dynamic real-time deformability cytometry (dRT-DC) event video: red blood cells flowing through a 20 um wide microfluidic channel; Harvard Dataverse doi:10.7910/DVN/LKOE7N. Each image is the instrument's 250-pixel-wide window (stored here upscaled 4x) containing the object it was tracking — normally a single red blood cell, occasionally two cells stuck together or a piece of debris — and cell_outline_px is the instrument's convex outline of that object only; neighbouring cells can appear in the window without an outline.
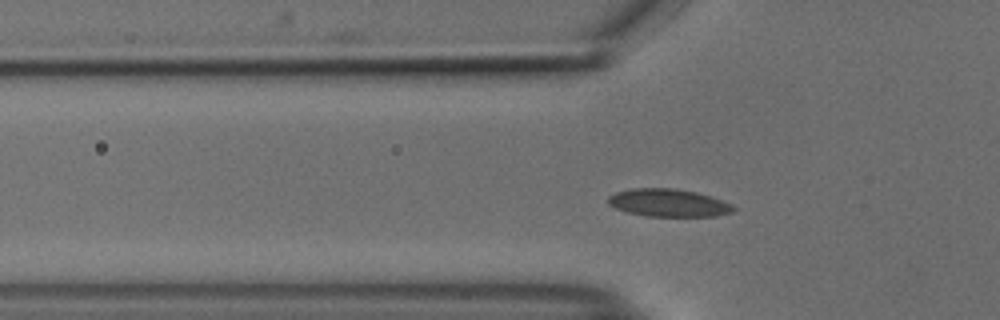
{"species": "common noctule bat (a hibernating species)", "species_latin": "Nyctalus noctula", "temperature_condition": "cold", "stored_images_in_passage": 45, "camera_frame_rate_fps": 3000, "um_per_image_px": 0.085, "animal": {"sex": "male", "body_mass_g": 18.8}, "frame": {"image": 1, "passage_image": 13, "time_ms": 4.0, "image_size_px": [1000, 320], "cell_outline_px": [[736, 208], [732, 212], [716, 216], [648, 216], [628, 212], [616, 208], [608, 204], [608, 196], [616, 192], [632, 188], [676, 188], [696, 192], [712, 196]], "centroid_in_image_um": [56.79, 17.23], "position_along_channel_um": 69.0, "area_um2": 20.11}}
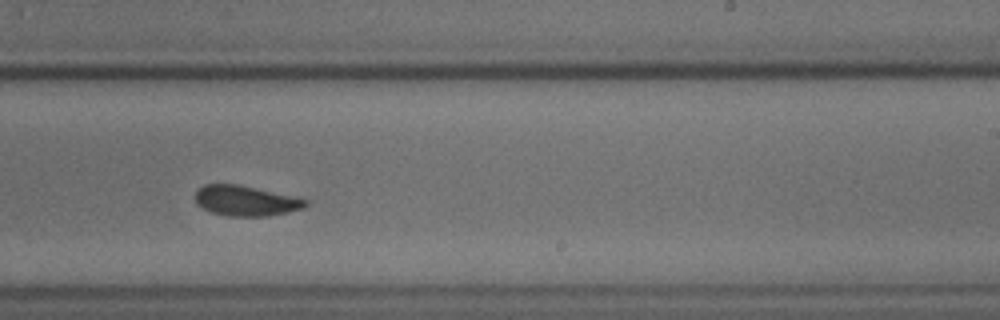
{"frame": {"image": 2, "passage_image": 29, "time_ms": 9.333, "image_size_px": [1000, 320], "cell_outline_px": [[308, 204], [304, 208], [288, 212], [268, 216], [228, 216], [212, 212], [196, 204], [196, 192], [204, 184], [240, 184], [296, 196], [308, 200]], "centroid_in_image_um": [20.93, 17.05], "position_along_channel_um": 268.1, "area_um2": 19.59}}
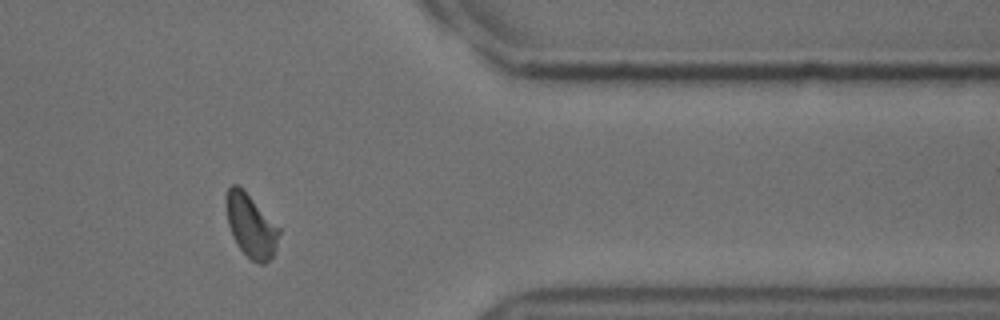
{"frame": {"image": 3, "passage_image": 40, "time_ms": 13.0, "image_size_px": [1000, 320], "cell_outline_px": [[280, 232], [276, 248], [272, 256], [264, 264], [260, 264], [252, 260], [240, 248], [232, 236], [228, 224], [224, 204], [224, 200], [228, 188], [232, 184], [236, 184], [244, 188], [280, 228]], "centroid_in_image_um": [21.3, 19.13], "position_along_channel_um": 390.1, "area_um2": 19.71}, "authors_computed_cell_mechanics": {"area_um2": 19.9988, "velocity_mm_per_s": 3.7482, "shape_relaxation_time_tau1_ms": 4.6715, "shape_relaxation_time_tau2_ms": null, "deformation_change_tau1": 0.0719, "deformation_change_tau2": null}}